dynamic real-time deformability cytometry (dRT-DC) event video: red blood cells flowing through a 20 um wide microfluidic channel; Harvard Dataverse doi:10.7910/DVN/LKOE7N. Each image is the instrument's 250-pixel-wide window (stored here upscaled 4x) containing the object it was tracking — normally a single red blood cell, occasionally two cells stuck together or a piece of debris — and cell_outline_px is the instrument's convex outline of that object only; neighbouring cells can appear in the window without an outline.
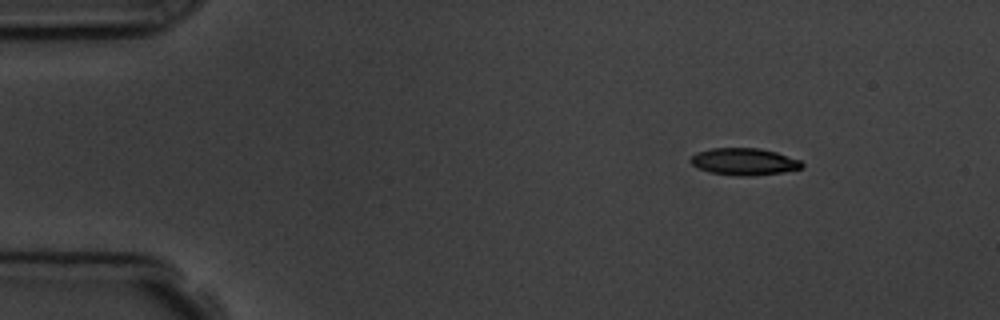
{"species": "common noctule bat (a hibernating species)", "species_latin": "Nyctalus noctula", "temperature_condition": "room temperature", "stored_images_in_passage": 7, "camera_frame_rate_fps": 3000, "um_per_image_px": 0.085, "animal": {"sex": "male", "body_mass_g": 19.5, "forearm_length_mm": 54.6}, "frame": {"image": 1, "passage_image": 2, "time_ms": 1.333, "image_size_px": [1000, 320], "cell_outline_px": [[804, 168], [784, 172], [752, 176], [736, 176], [708, 172], [692, 164], [688, 160], [696, 152], [712, 148], [760, 148], [776, 152], [800, 160], [804, 164]], "centroid_in_image_um": [63.26, 13.74], "position_along_channel_um": 21.7, "area_um2": 17.69}}
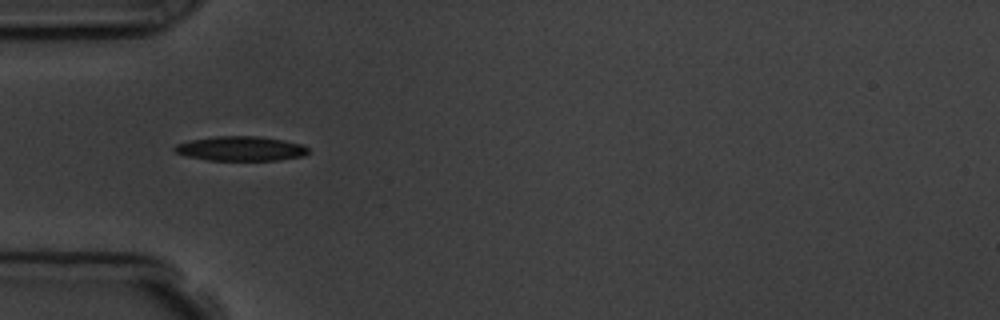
{"frame": {"image": 2, "passage_image": 5, "time_ms": 4.667, "image_size_px": [1000, 320], "cell_outline_px": [[308, 152], [304, 156], [280, 160], [208, 160], [184, 156], [176, 152], [172, 148], [176, 144], [192, 140], [216, 136], [260, 136], [284, 140], [300, 144], [308, 148]], "centroid_in_image_um": [20.45, 12.63], "position_along_channel_um": 64.5, "area_um2": 19.13}}